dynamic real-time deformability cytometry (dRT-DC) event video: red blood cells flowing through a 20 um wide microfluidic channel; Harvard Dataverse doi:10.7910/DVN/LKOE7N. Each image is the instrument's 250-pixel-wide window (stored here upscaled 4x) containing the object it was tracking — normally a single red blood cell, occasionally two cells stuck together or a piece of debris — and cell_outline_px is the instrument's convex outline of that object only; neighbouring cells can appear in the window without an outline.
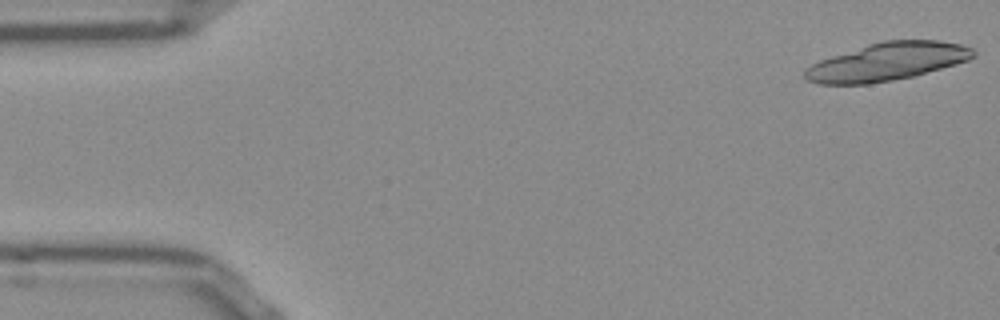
{"species": "Egyptian fruit bat (a non-hibernating species)", "species_latin": "Rousettus aegyptiacus", "temperature_condition": "room temperature", "stored_images_in_passage": 38, "camera_frame_rate_fps": 3000, "um_per_image_px": 0.085, "frame": {"image": 1, "passage_image": 1, "time_ms": 0.0, "image_size_px": [1000, 320], "cell_outline_px": [[976, 56], [968, 60], [956, 64], [912, 76], [892, 80], [868, 84], [820, 84], [808, 80], [804, 76], [804, 68], [820, 60], [868, 44], [884, 40], [940, 40], [960, 44], [972, 48], [976, 52]], "centroid_in_image_um": [75.42, 5.24], "position_along_channel_um": 9.6, "area_um2": 36.99}}